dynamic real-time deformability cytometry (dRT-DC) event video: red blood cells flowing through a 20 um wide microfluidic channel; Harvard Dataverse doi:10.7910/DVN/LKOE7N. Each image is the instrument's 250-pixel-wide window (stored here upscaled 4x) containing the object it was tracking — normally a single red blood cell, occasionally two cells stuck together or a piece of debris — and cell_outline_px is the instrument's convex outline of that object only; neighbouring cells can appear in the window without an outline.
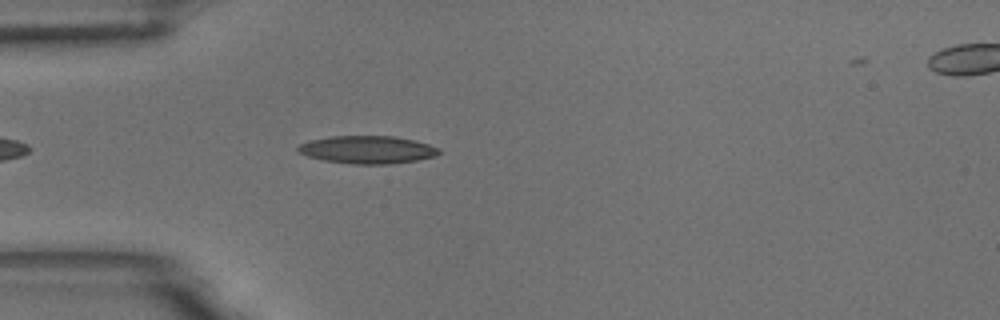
{"species": "common noctule bat (a hibernating species)", "species_latin": "Nyctalus noctula", "temperature_condition": "room temperature", "stored_images_in_passage": 44, "camera_frame_rate_fps": 3000, "um_per_image_px": 0.085, "animal": {"sex": "male", "body_mass_g": 18.8}, "frame": {"image": 1, "passage_image": 5, "time_ms": 1.333, "image_size_px": [1000, 320], "cell_outline_px": [[444, 152], [436, 156], [416, 160], [392, 164], [352, 164], [324, 160], [308, 156], [296, 152], [296, 148], [300, 144], [308, 140], [332, 136], [396, 136], [416, 140], [440, 148]], "centroid_in_image_um": [31.26, 12.72], "position_along_channel_um": 53.7, "area_um2": 23.12}}
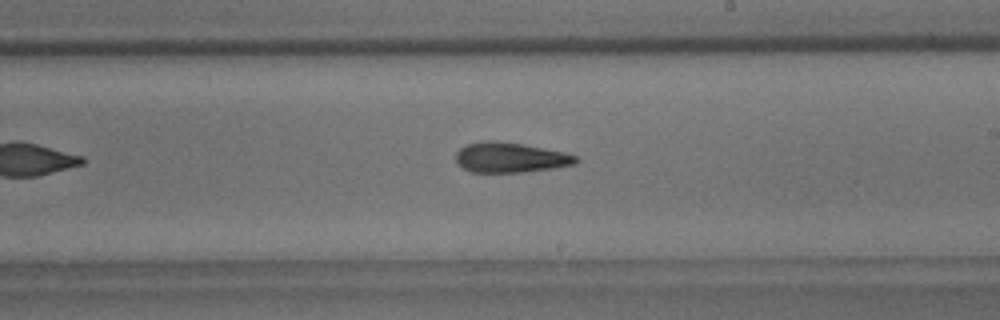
{"frame": {"image": 2, "passage_image": 21, "time_ms": 6.667, "image_size_px": [1000, 320], "cell_outline_px": [[580, 160], [572, 164], [552, 168], [524, 172], [472, 172], [456, 164], [456, 152], [460, 148], [468, 144], [484, 140], [496, 140], [544, 148], [564, 152], [576, 156]], "centroid_in_image_um": [43.33, 13.38], "position_along_channel_um": 245.7, "area_um2": 20.92}}
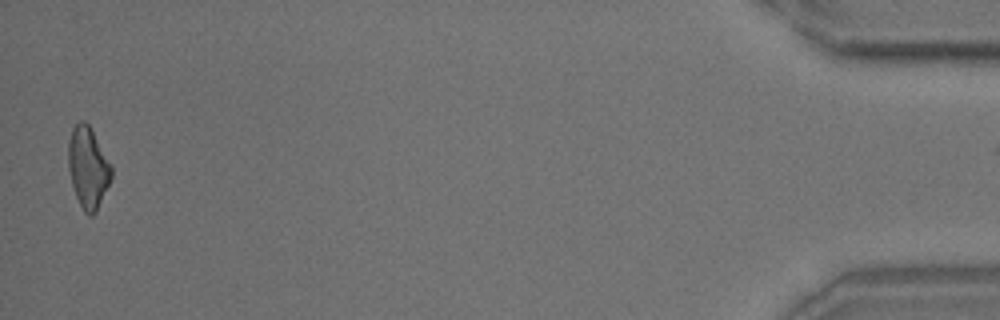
{"frame": {"image": 3, "passage_image": 43, "time_ms": 14.0, "image_size_px": [1000, 320], "cell_outline_px": [[112, 176], [96, 212], [92, 216], [88, 216], [84, 212], [76, 196], [72, 184], [68, 168], [68, 140], [72, 128], [80, 120], [84, 120], [92, 128], [112, 164]], "centroid_in_image_um": [7.49, 14.2], "position_along_channel_um": 427.7, "area_um2": 20.63}}